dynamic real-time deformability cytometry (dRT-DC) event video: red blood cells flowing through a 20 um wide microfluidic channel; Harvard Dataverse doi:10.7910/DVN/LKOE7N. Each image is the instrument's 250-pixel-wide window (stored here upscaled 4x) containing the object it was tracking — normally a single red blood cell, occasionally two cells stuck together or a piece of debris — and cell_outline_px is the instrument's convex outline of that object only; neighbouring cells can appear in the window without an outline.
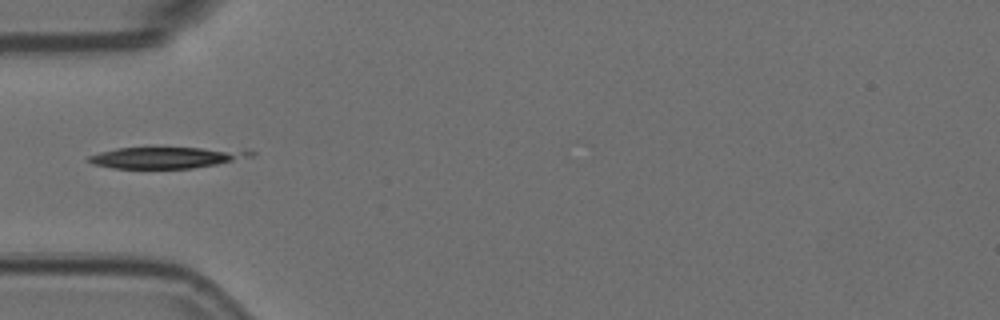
{"species": "Egyptian fruit bat (a non-hibernating species)", "species_latin": "Rousettus aegyptiacus", "temperature_condition": "room temperature", "stored_images_in_passage": 6, "segment_of_instrument_passage": [2, 2], "camera_frame_rate_fps": 3000, "um_per_image_px": 0.085, "animal": {"sex": "female"}, "frame": {"image": 1, "passage_image": 6, "time_ms": 1.667, "image_size_px": [1000, 320], "cell_outline_px": [[256, 152], [252, 156], [216, 164], [192, 168], [112, 168], [92, 164], [88, 160], [88, 156], [100, 152], [116, 148], [200, 148]], "centroid_in_image_um": [14.0, 13.4], "position_along_channel_um": 71.0, "area_um2": 19.42}}